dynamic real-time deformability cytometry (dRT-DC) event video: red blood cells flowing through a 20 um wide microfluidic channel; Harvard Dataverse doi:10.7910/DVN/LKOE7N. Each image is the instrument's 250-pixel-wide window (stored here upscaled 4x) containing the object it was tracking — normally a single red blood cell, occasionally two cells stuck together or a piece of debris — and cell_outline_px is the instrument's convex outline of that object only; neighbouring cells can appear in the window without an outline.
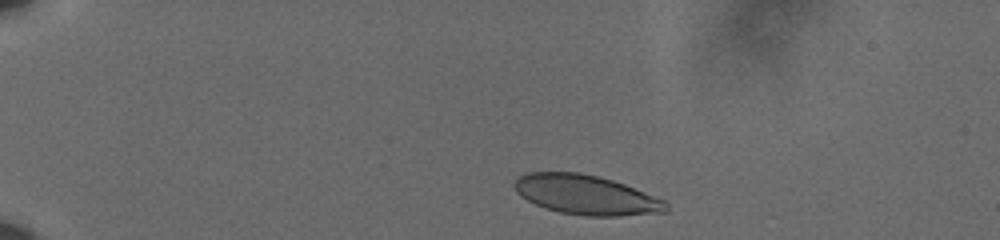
{"species": "human", "species_latin": "Homo sapiens", "temperature_condition": "cold", "stored_images_in_passage": 47, "camera_frame_rate_fps": 3000, "um_per_image_px": 0.085, "donor": {"sex": "male"}, "frame": {"image": 1, "passage_image": 1, "time_ms": 0.0, "image_size_px": [1000, 240], "cell_outline_px": [[668, 212], [616, 216], [588, 216], [560, 212], [544, 208], [520, 196], [516, 192], [512, 184], [520, 176], [528, 172], [580, 172], [612, 180], [624, 184], [664, 200], [668, 204]], "centroid_in_image_um": [49.8, 16.56], "position_along_channel_um": 35.2, "area_um2": 34.85}}
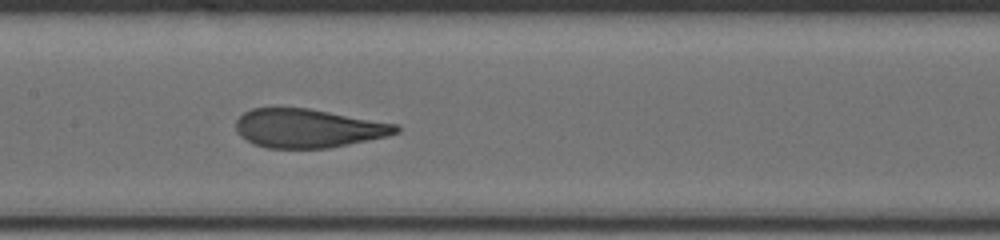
{"frame": {"image": 2, "passage_image": 20, "time_ms": 6.333, "image_size_px": [1000, 240], "cell_outline_px": [[400, 132], [388, 136], [328, 148], [268, 148], [252, 144], [240, 136], [236, 132], [236, 120], [244, 112], [252, 108], [308, 108], [396, 124], [400, 128]], "centroid_in_image_um": [26.16, 10.91], "position_along_channel_um": 181.2, "area_um2": 36.07}}
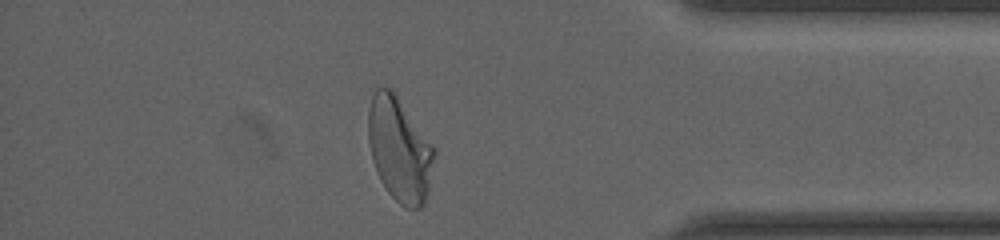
{"frame": {"image": 3, "passage_image": 40, "time_ms": 13.0, "image_size_px": [1000, 240], "cell_outline_px": [[436, 152], [428, 188], [424, 204], [420, 208], [404, 208], [388, 192], [380, 180], [376, 172], [372, 160], [368, 140], [368, 108], [372, 96], [376, 88], [388, 88], [396, 96], [436, 148]], "centroid_in_image_um": [33.95, 12.73], "position_along_channel_um": 401.3, "area_um2": 39.77}, "authors_computed_cell_mechanics": {"area_um2": 36.992, "velocity_mm_per_s": 3.6089, "shape_relaxation_time_tau1_ms": 5.459, "shape_relaxation_time_tau2_ms": null, "deformation_change_tau1": 0.1983, "deformation_change_tau2": null}}